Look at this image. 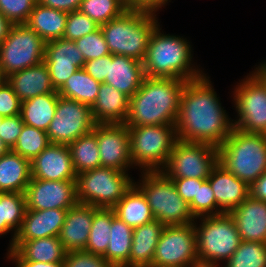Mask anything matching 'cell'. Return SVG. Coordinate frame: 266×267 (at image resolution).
I'll return each instance as SVG.
<instances>
[{"label":"cell","instance_id":"1","mask_svg":"<svg viewBox=\"0 0 266 267\" xmlns=\"http://www.w3.org/2000/svg\"><path fill=\"white\" fill-rule=\"evenodd\" d=\"M209 78L203 74L185 83L175 127L178 140L218 148L234 127Z\"/></svg>","mask_w":266,"mask_h":267},{"label":"cell","instance_id":"2","mask_svg":"<svg viewBox=\"0 0 266 267\" xmlns=\"http://www.w3.org/2000/svg\"><path fill=\"white\" fill-rule=\"evenodd\" d=\"M187 80L147 77L129 99V114L125 125H175L180 97Z\"/></svg>","mask_w":266,"mask_h":267},{"label":"cell","instance_id":"3","mask_svg":"<svg viewBox=\"0 0 266 267\" xmlns=\"http://www.w3.org/2000/svg\"><path fill=\"white\" fill-rule=\"evenodd\" d=\"M161 29L158 24L150 35L142 62L145 76L188 81L205 74L193 64L190 42L184 37L161 33Z\"/></svg>","mask_w":266,"mask_h":267},{"label":"cell","instance_id":"4","mask_svg":"<svg viewBox=\"0 0 266 267\" xmlns=\"http://www.w3.org/2000/svg\"><path fill=\"white\" fill-rule=\"evenodd\" d=\"M156 16L154 12L127 9L121 16L101 25L110 53L143 62L150 35L159 24Z\"/></svg>","mask_w":266,"mask_h":267},{"label":"cell","instance_id":"5","mask_svg":"<svg viewBox=\"0 0 266 267\" xmlns=\"http://www.w3.org/2000/svg\"><path fill=\"white\" fill-rule=\"evenodd\" d=\"M218 163L250 186L266 171V134L233 128L218 147Z\"/></svg>","mask_w":266,"mask_h":267},{"label":"cell","instance_id":"6","mask_svg":"<svg viewBox=\"0 0 266 267\" xmlns=\"http://www.w3.org/2000/svg\"><path fill=\"white\" fill-rule=\"evenodd\" d=\"M134 184L143 192L155 220L164 225H187L196 220L189 204L178 194L172 180L162 171H142Z\"/></svg>","mask_w":266,"mask_h":267},{"label":"cell","instance_id":"7","mask_svg":"<svg viewBox=\"0 0 266 267\" xmlns=\"http://www.w3.org/2000/svg\"><path fill=\"white\" fill-rule=\"evenodd\" d=\"M234 89L233 101L239 131L266 134V63H260Z\"/></svg>","mask_w":266,"mask_h":267},{"label":"cell","instance_id":"8","mask_svg":"<svg viewBox=\"0 0 266 267\" xmlns=\"http://www.w3.org/2000/svg\"><path fill=\"white\" fill-rule=\"evenodd\" d=\"M133 167L141 171H161L168 162L177 139L175 125L128 127Z\"/></svg>","mask_w":266,"mask_h":267},{"label":"cell","instance_id":"9","mask_svg":"<svg viewBox=\"0 0 266 267\" xmlns=\"http://www.w3.org/2000/svg\"><path fill=\"white\" fill-rule=\"evenodd\" d=\"M193 225L196 229V252L200 260L224 263L241 243L237 226L229 213L196 218Z\"/></svg>","mask_w":266,"mask_h":267},{"label":"cell","instance_id":"10","mask_svg":"<svg viewBox=\"0 0 266 267\" xmlns=\"http://www.w3.org/2000/svg\"><path fill=\"white\" fill-rule=\"evenodd\" d=\"M128 172L98 167L76 177L77 202L97 208H113L134 185Z\"/></svg>","mask_w":266,"mask_h":267},{"label":"cell","instance_id":"11","mask_svg":"<svg viewBox=\"0 0 266 267\" xmlns=\"http://www.w3.org/2000/svg\"><path fill=\"white\" fill-rule=\"evenodd\" d=\"M45 41L26 24H12L0 44V70L6 78L44 61Z\"/></svg>","mask_w":266,"mask_h":267},{"label":"cell","instance_id":"12","mask_svg":"<svg viewBox=\"0 0 266 267\" xmlns=\"http://www.w3.org/2000/svg\"><path fill=\"white\" fill-rule=\"evenodd\" d=\"M217 164V147L177 140L161 171L169 178L207 179Z\"/></svg>","mask_w":266,"mask_h":267},{"label":"cell","instance_id":"13","mask_svg":"<svg viewBox=\"0 0 266 267\" xmlns=\"http://www.w3.org/2000/svg\"><path fill=\"white\" fill-rule=\"evenodd\" d=\"M91 107L76 100L58 97L54 118L46 130L50 143L69 145L93 131Z\"/></svg>","mask_w":266,"mask_h":267},{"label":"cell","instance_id":"14","mask_svg":"<svg viewBox=\"0 0 266 267\" xmlns=\"http://www.w3.org/2000/svg\"><path fill=\"white\" fill-rule=\"evenodd\" d=\"M197 259L196 229L193 223L165 225L151 267H188Z\"/></svg>","mask_w":266,"mask_h":267},{"label":"cell","instance_id":"15","mask_svg":"<svg viewBox=\"0 0 266 267\" xmlns=\"http://www.w3.org/2000/svg\"><path fill=\"white\" fill-rule=\"evenodd\" d=\"M29 210L69 209L75 206L76 180H41L31 178L25 192Z\"/></svg>","mask_w":266,"mask_h":267},{"label":"cell","instance_id":"16","mask_svg":"<svg viewBox=\"0 0 266 267\" xmlns=\"http://www.w3.org/2000/svg\"><path fill=\"white\" fill-rule=\"evenodd\" d=\"M101 167L128 172L133 168L128 126L124 123L96 124Z\"/></svg>","mask_w":266,"mask_h":267},{"label":"cell","instance_id":"17","mask_svg":"<svg viewBox=\"0 0 266 267\" xmlns=\"http://www.w3.org/2000/svg\"><path fill=\"white\" fill-rule=\"evenodd\" d=\"M44 62L56 91L85 64L84 57L75 42L64 38L45 43Z\"/></svg>","mask_w":266,"mask_h":267},{"label":"cell","instance_id":"18","mask_svg":"<svg viewBox=\"0 0 266 267\" xmlns=\"http://www.w3.org/2000/svg\"><path fill=\"white\" fill-rule=\"evenodd\" d=\"M68 145L50 143L31 161V178L41 180H76Z\"/></svg>","mask_w":266,"mask_h":267},{"label":"cell","instance_id":"19","mask_svg":"<svg viewBox=\"0 0 266 267\" xmlns=\"http://www.w3.org/2000/svg\"><path fill=\"white\" fill-rule=\"evenodd\" d=\"M207 179L217 203V215L230 213L249 196V186L220 163L212 169Z\"/></svg>","mask_w":266,"mask_h":267},{"label":"cell","instance_id":"20","mask_svg":"<svg viewBox=\"0 0 266 267\" xmlns=\"http://www.w3.org/2000/svg\"><path fill=\"white\" fill-rule=\"evenodd\" d=\"M10 261L63 262L66 251L59 236L38 238L26 241H14L7 250Z\"/></svg>","mask_w":266,"mask_h":267},{"label":"cell","instance_id":"21","mask_svg":"<svg viewBox=\"0 0 266 267\" xmlns=\"http://www.w3.org/2000/svg\"><path fill=\"white\" fill-rule=\"evenodd\" d=\"M97 207L77 203L67 210L59 239L66 252L84 250Z\"/></svg>","mask_w":266,"mask_h":267},{"label":"cell","instance_id":"22","mask_svg":"<svg viewBox=\"0 0 266 267\" xmlns=\"http://www.w3.org/2000/svg\"><path fill=\"white\" fill-rule=\"evenodd\" d=\"M229 214L235 221L241 241L266 243V202L248 196Z\"/></svg>","mask_w":266,"mask_h":267},{"label":"cell","instance_id":"23","mask_svg":"<svg viewBox=\"0 0 266 267\" xmlns=\"http://www.w3.org/2000/svg\"><path fill=\"white\" fill-rule=\"evenodd\" d=\"M145 78L143 63L122 55H108V75L104 83L129 99L138 91Z\"/></svg>","mask_w":266,"mask_h":267},{"label":"cell","instance_id":"24","mask_svg":"<svg viewBox=\"0 0 266 267\" xmlns=\"http://www.w3.org/2000/svg\"><path fill=\"white\" fill-rule=\"evenodd\" d=\"M67 209H26L20 230L14 241H26L59 236Z\"/></svg>","mask_w":266,"mask_h":267},{"label":"cell","instance_id":"25","mask_svg":"<svg viewBox=\"0 0 266 267\" xmlns=\"http://www.w3.org/2000/svg\"><path fill=\"white\" fill-rule=\"evenodd\" d=\"M6 80L21 101L38 95L57 92L52 85L49 70L44 61L14 72L6 77Z\"/></svg>","mask_w":266,"mask_h":267},{"label":"cell","instance_id":"26","mask_svg":"<svg viewBox=\"0 0 266 267\" xmlns=\"http://www.w3.org/2000/svg\"><path fill=\"white\" fill-rule=\"evenodd\" d=\"M91 112L96 124L125 123L129 114V98L111 85L101 83Z\"/></svg>","mask_w":266,"mask_h":267},{"label":"cell","instance_id":"27","mask_svg":"<svg viewBox=\"0 0 266 267\" xmlns=\"http://www.w3.org/2000/svg\"><path fill=\"white\" fill-rule=\"evenodd\" d=\"M165 225L158 220L135 227L129 256V267H151L156 246Z\"/></svg>","mask_w":266,"mask_h":267},{"label":"cell","instance_id":"28","mask_svg":"<svg viewBox=\"0 0 266 267\" xmlns=\"http://www.w3.org/2000/svg\"><path fill=\"white\" fill-rule=\"evenodd\" d=\"M31 180V162L9 150L0 156V193H24Z\"/></svg>","mask_w":266,"mask_h":267},{"label":"cell","instance_id":"29","mask_svg":"<svg viewBox=\"0 0 266 267\" xmlns=\"http://www.w3.org/2000/svg\"><path fill=\"white\" fill-rule=\"evenodd\" d=\"M67 16V12L37 3L25 24L49 42L63 37Z\"/></svg>","mask_w":266,"mask_h":267},{"label":"cell","instance_id":"30","mask_svg":"<svg viewBox=\"0 0 266 267\" xmlns=\"http://www.w3.org/2000/svg\"><path fill=\"white\" fill-rule=\"evenodd\" d=\"M115 214L132 228L155 220L143 192L134 184L113 207Z\"/></svg>","mask_w":266,"mask_h":267},{"label":"cell","instance_id":"31","mask_svg":"<svg viewBox=\"0 0 266 267\" xmlns=\"http://www.w3.org/2000/svg\"><path fill=\"white\" fill-rule=\"evenodd\" d=\"M133 230L134 228L122 221L112 208L110 241L103 256L113 267H129Z\"/></svg>","mask_w":266,"mask_h":267},{"label":"cell","instance_id":"32","mask_svg":"<svg viewBox=\"0 0 266 267\" xmlns=\"http://www.w3.org/2000/svg\"><path fill=\"white\" fill-rule=\"evenodd\" d=\"M58 97V92H53L22 101L20 115L24 124L46 131L54 118Z\"/></svg>","mask_w":266,"mask_h":267},{"label":"cell","instance_id":"33","mask_svg":"<svg viewBox=\"0 0 266 267\" xmlns=\"http://www.w3.org/2000/svg\"><path fill=\"white\" fill-rule=\"evenodd\" d=\"M24 193H0V237L12 231L10 245L14 242L20 230L26 212Z\"/></svg>","mask_w":266,"mask_h":267},{"label":"cell","instance_id":"34","mask_svg":"<svg viewBox=\"0 0 266 267\" xmlns=\"http://www.w3.org/2000/svg\"><path fill=\"white\" fill-rule=\"evenodd\" d=\"M73 168L78 175L81 172L101 167L96 125L92 132L80 136L68 145Z\"/></svg>","mask_w":266,"mask_h":267},{"label":"cell","instance_id":"35","mask_svg":"<svg viewBox=\"0 0 266 267\" xmlns=\"http://www.w3.org/2000/svg\"><path fill=\"white\" fill-rule=\"evenodd\" d=\"M100 86V82L81 68L68 78L57 92L61 97L73 99L92 107L97 99Z\"/></svg>","mask_w":266,"mask_h":267},{"label":"cell","instance_id":"36","mask_svg":"<svg viewBox=\"0 0 266 267\" xmlns=\"http://www.w3.org/2000/svg\"><path fill=\"white\" fill-rule=\"evenodd\" d=\"M112 225V208H96L89 239L84 249L95 255L103 256L109 244L110 228Z\"/></svg>","mask_w":266,"mask_h":267},{"label":"cell","instance_id":"37","mask_svg":"<svg viewBox=\"0 0 266 267\" xmlns=\"http://www.w3.org/2000/svg\"><path fill=\"white\" fill-rule=\"evenodd\" d=\"M49 144L46 131L24 124L22 132L11 150L31 162Z\"/></svg>","mask_w":266,"mask_h":267},{"label":"cell","instance_id":"38","mask_svg":"<svg viewBox=\"0 0 266 267\" xmlns=\"http://www.w3.org/2000/svg\"><path fill=\"white\" fill-rule=\"evenodd\" d=\"M223 267H266V243L241 241Z\"/></svg>","mask_w":266,"mask_h":267},{"label":"cell","instance_id":"39","mask_svg":"<svg viewBox=\"0 0 266 267\" xmlns=\"http://www.w3.org/2000/svg\"><path fill=\"white\" fill-rule=\"evenodd\" d=\"M127 9L119 0H82L79 11L101 26L121 16Z\"/></svg>","mask_w":266,"mask_h":267},{"label":"cell","instance_id":"40","mask_svg":"<svg viewBox=\"0 0 266 267\" xmlns=\"http://www.w3.org/2000/svg\"><path fill=\"white\" fill-rule=\"evenodd\" d=\"M194 218L217 215V203L208 179H198L197 198L189 203Z\"/></svg>","mask_w":266,"mask_h":267},{"label":"cell","instance_id":"41","mask_svg":"<svg viewBox=\"0 0 266 267\" xmlns=\"http://www.w3.org/2000/svg\"><path fill=\"white\" fill-rule=\"evenodd\" d=\"M99 28L100 26L87 15L82 14L79 10L72 11L68 13L62 38L75 41L87 34L95 32Z\"/></svg>","mask_w":266,"mask_h":267},{"label":"cell","instance_id":"42","mask_svg":"<svg viewBox=\"0 0 266 267\" xmlns=\"http://www.w3.org/2000/svg\"><path fill=\"white\" fill-rule=\"evenodd\" d=\"M74 42L83 55L85 62L111 54L101 28Z\"/></svg>","mask_w":266,"mask_h":267},{"label":"cell","instance_id":"43","mask_svg":"<svg viewBox=\"0 0 266 267\" xmlns=\"http://www.w3.org/2000/svg\"><path fill=\"white\" fill-rule=\"evenodd\" d=\"M37 0H0V12L11 24H25Z\"/></svg>","mask_w":266,"mask_h":267},{"label":"cell","instance_id":"44","mask_svg":"<svg viewBox=\"0 0 266 267\" xmlns=\"http://www.w3.org/2000/svg\"><path fill=\"white\" fill-rule=\"evenodd\" d=\"M63 267H113L104 256L85 250L67 252Z\"/></svg>","mask_w":266,"mask_h":267},{"label":"cell","instance_id":"45","mask_svg":"<svg viewBox=\"0 0 266 267\" xmlns=\"http://www.w3.org/2000/svg\"><path fill=\"white\" fill-rule=\"evenodd\" d=\"M21 105L20 98L7 80H4L0 84V115L2 117L18 115L21 112Z\"/></svg>","mask_w":266,"mask_h":267},{"label":"cell","instance_id":"46","mask_svg":"<svg viewBox=\"0 0 266 267\" xmlns=\"http://www.w3.org/2000/svg\"><path fill=\"white\" fill-rule=\"evenodd\" d=\"M23 126L24 122L20 114L0 119V138L9 150L14 147Z\"/></svg>","mask_w":266,"mask_h":267},{"label":"cell","instance_id":"47","mask_svg":"<svg viewBox=\"0 0 266 267\" xmlns=\"http://www.w3.org/2000/svg\"><path fill=\"white\" fill-rule=\"evenodd\" d=\"M174 183L178 194L188 204L197 198L198 179L196 178H170Z\"/></svg>","mask_w":266,"mask_h":267},{"label":"cell","instance_id":"48","mask_svg":"<svg viewBox=\"0 0 266 267\" xmlns=\"http://www.w3.org/2000/svg\"><path fill=\"white\" fill-rule=\"evenodd\" d=\"M83 69L96 81L104 83L108 75V55L86 61Z\"/></svg>","mask_w":266,"mask_h":267},{"label":"cell","instance_id":"49","mask_svg":"<svg viewBox=\"0 0 266 267\" xmlns=\"http://www.w3.org/2000/svg\"><path fill=\"white\" fill-rule=\"evenodd\" d=\"M82 0H37V3L64 12L78 11Z\"/></svg>","mask_w":266,"mask_h":267},{"label":"cell","instance_id":"50","mask_svg":"<svg viewBox=\"0 0 266 267\" xmlns=\"http://www.w3.org/2000/svg\"><path fill=\"white\" fill-rule=\"evenodd\" d=\"M249 196L266 202V171L249 186Z\"/></svg>","mask_w":266,"mask_h":267},{"label":"cell","instance_id":"51","mask_svg":"<svg viewBox=\"0 0 266 267\" xmlns=\"http://www.w3.org/2000/svg\"><path fill=\"white\" fill-rule=\"evenodd\" d=\"M171 0H134V9L156 13Z\"/></svg>","mask_w":266,"mask_h":267},{"label":"cell","instance_id":"52","mask_svg":"<svg viewBox=\"0 0 266 267\" xmlns=\"http://www.w3.org/2000/svg\"><path fill=\"white\" fill-rule=\"evenodd\" d=\"M16 267H63V262H33V261H13Z\"/></svg>","mask_w":266,"mask_h":267},{"label":"cell","instance_id":"53","mask_svg":"<svg viewBox=\"0 0 266 267\" xmlns=\"http://www.w3.org/2000/svg\"><path fill=\"white\" fill-rule=\"evenodd\" d=\"M11 26H12V24L0 12V44L7 37L8 32H9Z\"/></svg>","mask_w":266,"mask_h":267},{"label":"cell","instance_id":"54","mask_svg":"<svg viewBox=\"0 0 266 267\" xmlns=\"http://www.w3.org/2000/svg\"><path fill=\"white\" fill-rule=\"evenodd\" d=\"M188 267H220L217 263H212L210 261H203L200 259L195 260Z\"/></svg>","mask_w":266,"mask_h":267},{"label":"cell","instance_id":"55","mask_svg":"<svg viewBox=\"0 0 266 267\" xmlns=\"http://www.w3.org/2000/svg\"><path fill=\"white\" fill-rule=\"evenodd\" d=\"M9 151L8 147L4 144V142L0 138V156L6 154Z\"/></svg>","mask_w":266,"mask_h":267},{"label":"cell","instance_id":"56","mask_svg":"<svg viewBox=\"0 0 266 267\" xmlns=\"http://www.w3.org/2000/svg\"><path fill=\"white\" fill-rule=\"evenodd\" d=\"M122 2L128 9H134V0H119Z\"/></svg>","mask_w":266,"mask_h":267},{"label":"cell","instance_id":"57","mask_svg":"<svg viewBox=\"0 0 266 267\" xmlns=\"http://www.w3.org/2000/svg\"><path fill=\"white\" fill-rule=\"evenodd\" d=\"M4 80H6V78L3 76V74H2V72H1V70H0V84H1Z\"/></svg>","mask_w":266,"mask_h":267}]
</instances>
